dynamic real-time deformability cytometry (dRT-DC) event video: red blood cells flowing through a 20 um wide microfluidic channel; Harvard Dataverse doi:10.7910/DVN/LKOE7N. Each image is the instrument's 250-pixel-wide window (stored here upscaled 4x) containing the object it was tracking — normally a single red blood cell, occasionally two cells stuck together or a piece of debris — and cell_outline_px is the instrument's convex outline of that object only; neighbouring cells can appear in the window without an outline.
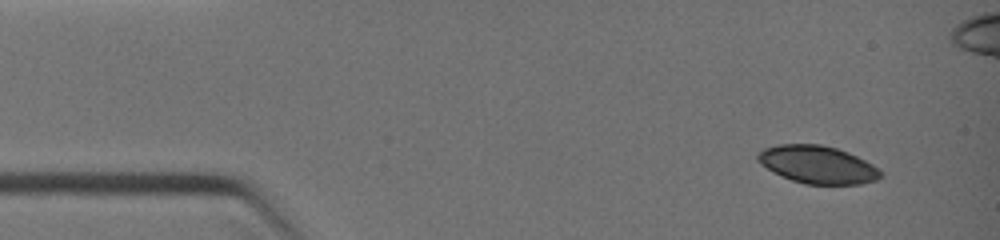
{"species": "common noctule bat (a hibernating species)", "species_latin": "Nyctalus noctula", "temperature_condition": "warm", "stored_images_in_passage": 16, "camera_frame_rate_fps": 3000, "um_per_image_px": 0.085, "animal": {"sex": "female", "body_mass_g": 19.0, "forearm_length_mm": 51.5}, "frame": {"image": 1, "passage_image": 1, "time_ms": 0.0, "image_size_px": [1000, 240], "cell_outline_px": [[884, 176], [876, 180], [860, 184], [804, 184], [792, 180], [760, 164], [756, 160], [756, 152], [764, 148], [776, 144], [820, 144], [836, 148], [848, 152], [872, 164]], "centroid_in_image_um": [69.46, 13.98], "position_along_channel_um": 15.5, "area_um2": 26.88}}
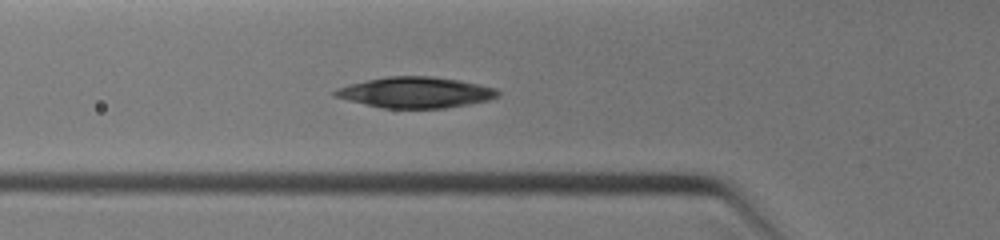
{"frame": {"image": 2, "passage_image": 13, "time_ms": 3.333, "image_size_px": [1000, 240], "cell_outline_px": [[500, 96], [488, 100], [468, 104], [444, 108], [384, 108], [348, 100], [332, 96], [332, 92], [336, 88], [348, 84], [388, 76], [432, 76], [460, 80], [496, 88], [500, 92]], "centroid_in_image_um": [35.32, 7.85], "position_along_channel_um": 90.5, "area_um2": 29.25}}